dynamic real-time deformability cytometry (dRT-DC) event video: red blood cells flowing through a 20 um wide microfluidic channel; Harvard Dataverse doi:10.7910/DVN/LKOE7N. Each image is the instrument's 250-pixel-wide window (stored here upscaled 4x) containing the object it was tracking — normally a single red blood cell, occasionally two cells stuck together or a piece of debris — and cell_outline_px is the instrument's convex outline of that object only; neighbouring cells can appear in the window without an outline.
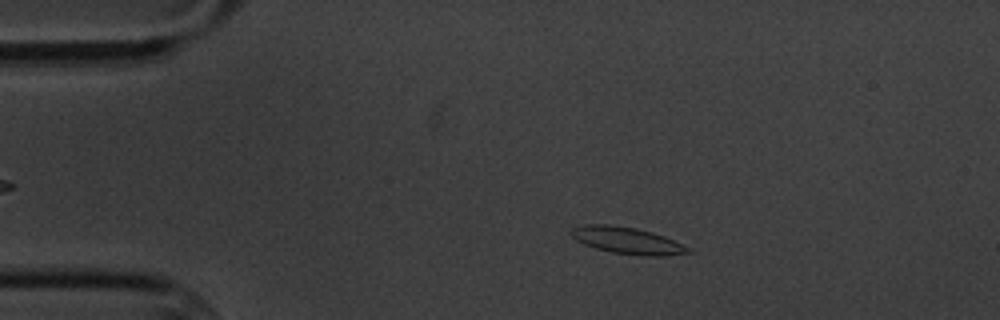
{"species": "common noctule bat (a hibernating species)", "species_latin": "Nyctalus noctula", "temperature_condition": "cold", "stored_images_in_passage": 10, "camera_frame_rate_fps": 3000, "um_per_image_px": 0.085, "animal": {"sex": "male", "body_mass_g": 20.1, "forearm_length_mm": 53.5}, "frame": {"image": 1, "passage_image": 2, "time_ms": 1.0, "image_size_px": [1000, 320], "cell_outline_px": [[692, 252], [668, 256], [644, 256], [612, 252], [596, 248], [584, 244], [576, 240], [568, 232], [572, 228], [584, 224], [608, 224], [636, 228], [652, 232], [664, 236], [692, 248]], "centroid_in_image_um": [53.33, 20.44], "position_along_channel_um": 31.7, "area_um2": 18.38}}
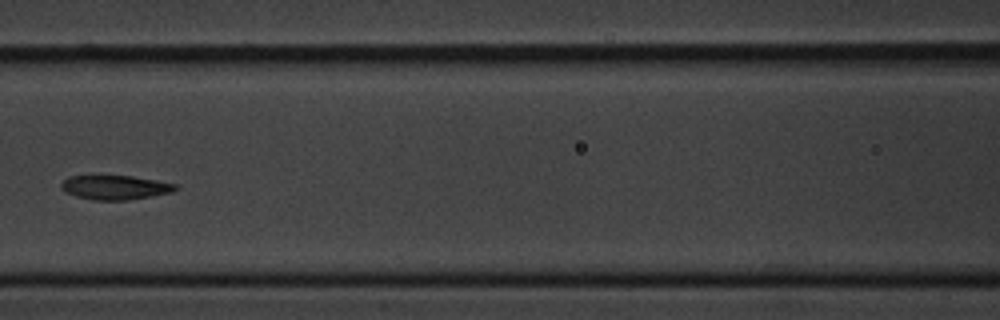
{"frame": {"image": 2, "passage_image": 6, "time_ms": 6.0, "image_size_px": [1000, 320], "cell_outline_px": [[180, 188], [172, 192], [152, 196], [128, 200], [96, 200], [76, 196], [64, 192], [60, 188], [60, 184], [68, 176], [132, 176], [156, 180], [176, 184]], "centroid_in_image_um": [9.79, 15.93], "position_along_channel_um": 156.8, "area_um2": 16.18}}
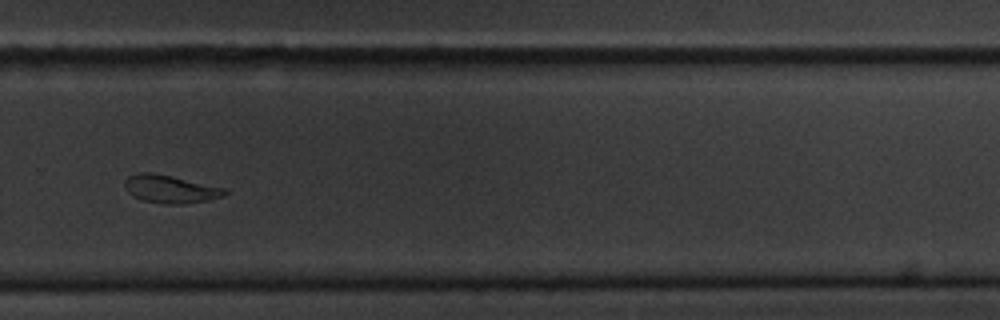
{"frame": {"image": 3, "passage_image": 10, "time_ms": 10.667, "image_size_px": [1000, 320], "cell_outline_px": [[228, 192], [224, 196], [184, 204], [164, 204], [140, 200], [132, 196], [128, 192], [124, 184], [124, 180], [128, 176], [140, 172], [152, 172], [172, 176], [224, 188]], "centroid_in_image_um": [14.42, 16.07], "position_along_channel_um": 315.4, "area_um2": 16.24}}